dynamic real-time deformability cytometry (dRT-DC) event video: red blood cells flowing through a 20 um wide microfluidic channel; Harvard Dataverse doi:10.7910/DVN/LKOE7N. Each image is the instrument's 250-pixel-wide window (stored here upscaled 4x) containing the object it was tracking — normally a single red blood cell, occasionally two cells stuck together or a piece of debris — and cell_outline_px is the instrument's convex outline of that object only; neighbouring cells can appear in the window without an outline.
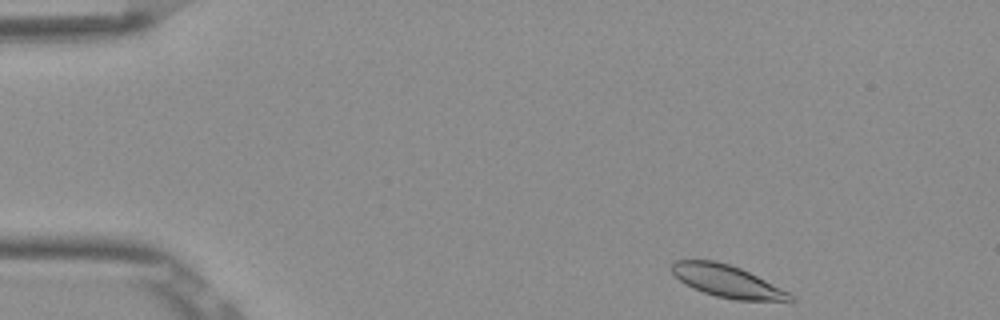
{"species": "Egyptian fruit bat (a non-hibernating species)", "species_latin": "Rousettus aegyptiacus", "temperature_condition": "room temperature", "stored_images_in_passage": 47, "camera_frame_rate_fps": 3000, "um_per_image_px": 0.085, "frame": {"image": 1, "passage_image": 1, "time_ms": 0.0, "image_size_px": [1000, 320], "cell_outline_px": [[796, 300], [736, 300], [716, 296], [692, 288], [684, 284], [668, 268], [676, 260], [716, 260], [740, 268], [788, 292]], "centroid_in_image_um": [61.72, 23.89], "position_along_channel_um": 23.3, "area_um2": 21.79}}
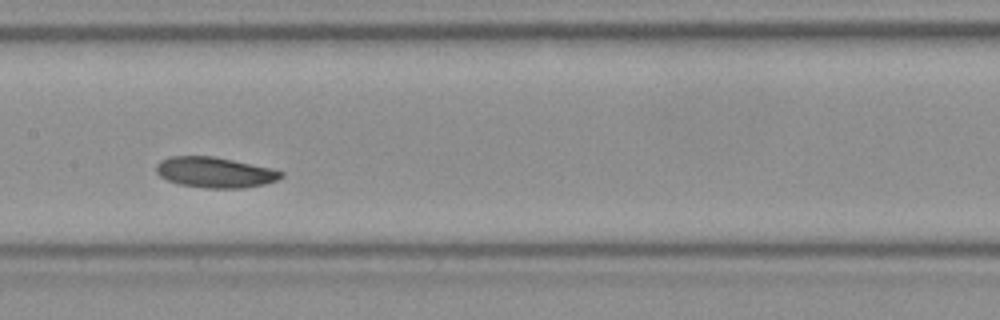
{"frame": {"image": 2, "passage_image": 21, "time_ms": 6.667, "image_size_px": [1000, 320], "cell_outline_px": [[284, 176], [276, 180], [264, 184], [244, 188], [204, 188], [180, 184], [168, 180], [160, 176], [156, 172], [156, 164], [160, 160], [168, 156], [212, 156], [272, 168], [284, 172]], "centroid_in_image_um": [18.26, 14.65], "position_along_channel_um": 189.1, "area_um2": 22.25}}
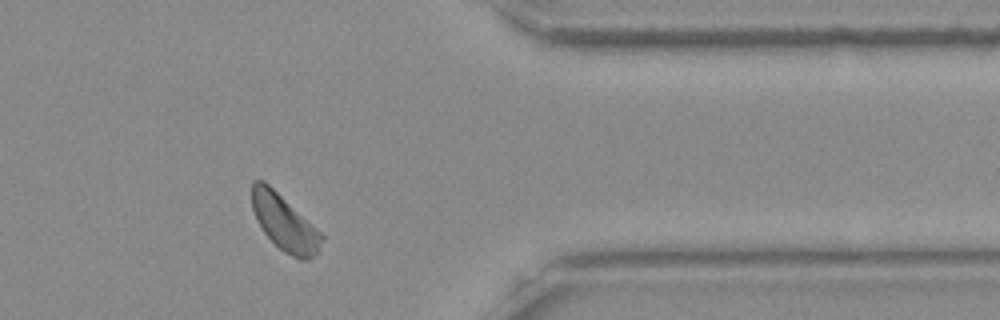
{"frame": {"image": 3, "passage_image": 38, "time_ms": 12.333, "image_size_px": [1000, 320], "cell_outline_px": [[324, 240], [316, 252], [308, 260], [300, 260], [284, 252], [264, 232], [256, 220], [252, 208], [252, 180], [264, 180], [316, 228], [324, 236]], "centroid_in_image_um": [24.16, 18.93], "position_along_channel_um": 387.2, "area_um2": 22.2}, "authors_computed_cell_mechanics": {"area_um2": 22.3108, "velocity_mm_per_s": 3.7847, "shape_relaxation_time_tau1_ms": 3.2981, "shape_relaxation_time_tau2_ms": 6.7932, "deformation_change_tau1": 0.0827, "deformation_change_tau2": 0.1285}}